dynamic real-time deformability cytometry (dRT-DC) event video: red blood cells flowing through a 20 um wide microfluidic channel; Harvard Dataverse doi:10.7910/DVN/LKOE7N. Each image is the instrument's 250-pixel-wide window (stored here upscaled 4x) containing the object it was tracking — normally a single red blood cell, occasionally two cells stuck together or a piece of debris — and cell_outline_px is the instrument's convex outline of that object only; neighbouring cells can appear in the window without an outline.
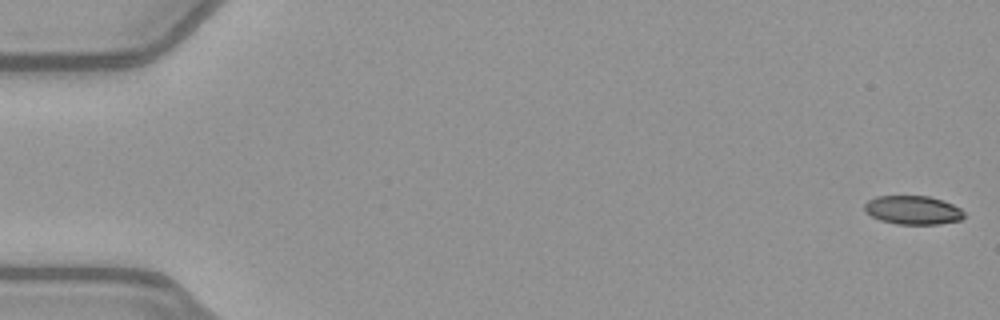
{"species": "common noctule bat (a hibernating species)", "species_latin": "Nyctalus noctula", "temperature_condition": "warm", "stored_images_in_passage": 52, "camera_frame_rate_fps": 3000, "um_per_image_px": 0.085, "animal": {"sex": "female", "body_mass_g": 21.9}, "frame": {"image": 1, "passage_image": 1, "time_ms": 0.0, "image_size_px": [1000, 320], "cell_outline_px": [[964, 216], [960, 220], [940, 224], [896, 224], [880, 220], [872, 216], [864, 208], [864, 204], [868, 200], [876, 196], [928, 196], [944, 200], [960, 208], [964, 212]], "centroid_in_image_um": [77.61, 17.85], "position_along_channel_um": 7.4, "area_um2": 16.65}}
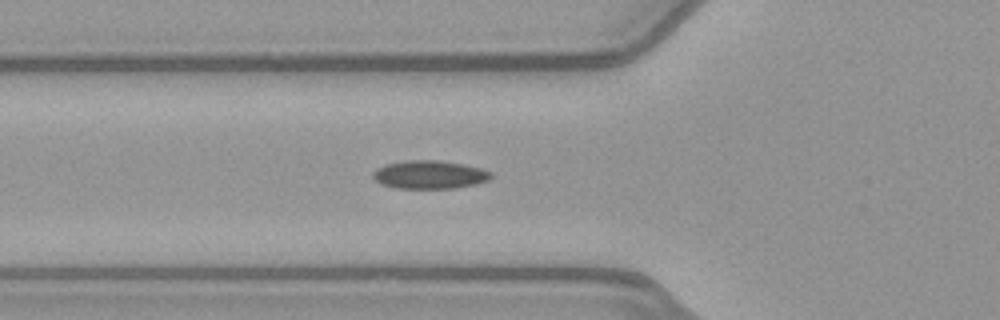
{"frame": {"image": 2, "passage_image": 19, "time_ms": 6.0, "image_size_px": [1000, 320], "cell_outline_px": [[492, 176], [488, 180], [476, 184], [452, 188], [396, 188], [380, 184], [372, 176], [372, 172], [376, 168], [384, 164], [412, 160], [436, 160], [460, 164], [480, 168], [492, 172]], "centroid_in_image_um": [36.47, 14.85], "position_along_channel_um": 89.3, "area_um2": 19.31}}
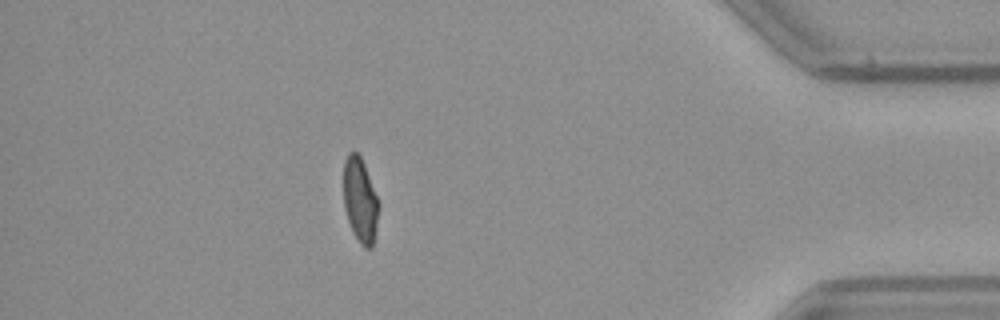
{"frame": {"image": 3, "passage_image": 46, "time_ms": 15.0, "image_size_px": [1000, 320], "cell_outline_px": [[380, 204], [372, 248], [364, 248], [360, 244], [352, 232], [344, 208], [344, 160], [348, 152], [352, 148], [360, 156], [364, 164]], "centroid_in_image_um": [30.6, 17.0], "position_along_channel_um": 404.6, "area_um2": 17.46}, "authors_computed_cell_mechanics": {"area_um2": 18.2937, "velocity_mm_per_s": 4.007, "shape_relaxation_time_tau1_ms": null, "shape_relaxation_time_tau2_ms": 2.1428, "deformation_change_tau1": null, "deformation_change_tau2": 0.0878}}